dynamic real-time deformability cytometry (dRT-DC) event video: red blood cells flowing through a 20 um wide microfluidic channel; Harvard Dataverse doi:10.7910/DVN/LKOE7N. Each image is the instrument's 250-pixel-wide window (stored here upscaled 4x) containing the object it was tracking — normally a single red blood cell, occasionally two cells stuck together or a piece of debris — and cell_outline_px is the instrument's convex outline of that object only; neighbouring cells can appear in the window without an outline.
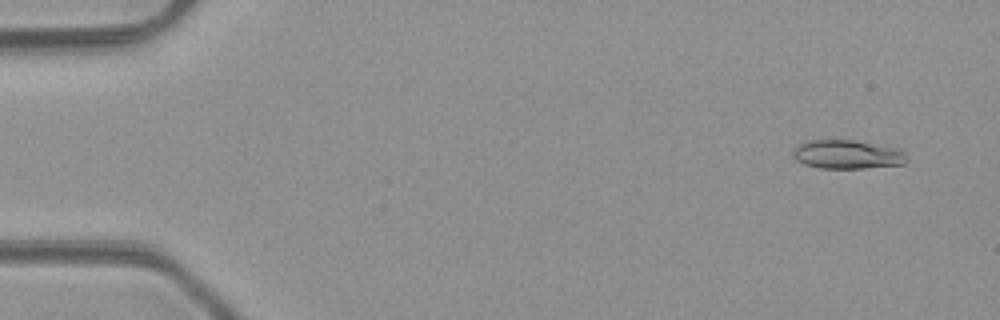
{"species": "common noctule bat (a hibernating species)", "species_latin": "Nyctalus noctula", "temperature_condition": "room temperature", "stored_images_in_passage": 4, "camera_frame_rate_fps": 3000, "um_per_image_px": 0.085, "animal": {"sex": "male", "body_mass_g": 23.1, "forearm_length_mm": 52.7}, "frame": {"image": 1, "passage_image": 1, "time_ms": 0.0, "image_size_px": [1000, 320], "cell_outline_px": [[908, 160], [904, 164], [864, 168], [820, 168], [804, 164], [796, 160], [792, 156], [792, 152], [796, 144], [804, 140], [856, 140], [896, 148], [904, 152]], "centroid_in_image_um": [71.97, 13.12], "position_along_channel_um": 13.0, "area_um2": 19.31}}
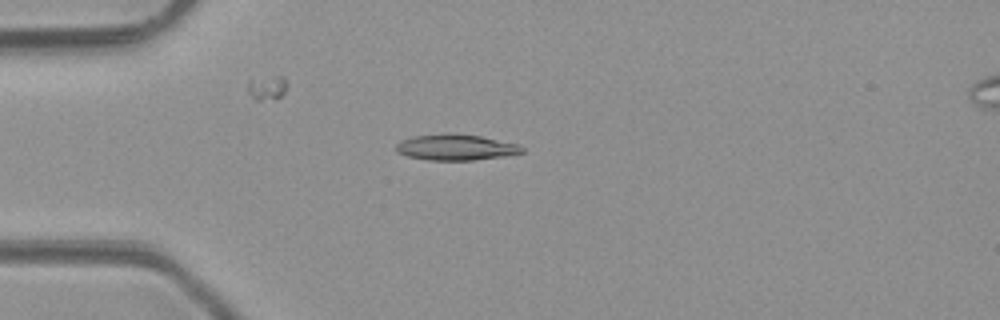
{"frame": {"image": 2, "passage_image": 4, "time_ms": 3.333, "image_size_px": [1000, 320], "cell_outline_px": [[524, 152], [504, 156], [472, 160], [428, 160], [408, 156], [396, 152], [396, 144], [400, 140], [412, 136], [448, 132], [480, 136], [516, 144], [524, 148]], "centroid_in_image_um": [38.69, 12.51], "position_along_channel_um": 46.3, "area_um2": 19.07}}